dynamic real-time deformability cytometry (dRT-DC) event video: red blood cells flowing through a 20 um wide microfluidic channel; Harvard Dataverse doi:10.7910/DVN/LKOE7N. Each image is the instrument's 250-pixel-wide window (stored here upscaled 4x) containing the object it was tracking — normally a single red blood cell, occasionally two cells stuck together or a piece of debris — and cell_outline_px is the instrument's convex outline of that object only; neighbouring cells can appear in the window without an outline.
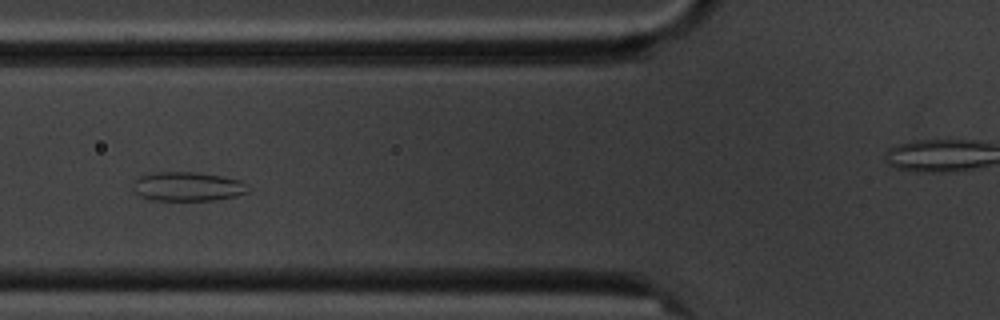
{"species": "common noctule bat (a hibernating species)", "species_latin": "Nyctalus noctula", "temperature_condition": "cold", "stored_images_in_passage": 9, "camera_frame_rate_fps": 3000, "um_per_image_px": 0.085, "animal": {"sex": "male", "body_mass_g": 20.1, "forearm_length_mm": 53.5}, "frame": {"image": 1, "passage_image": 6, "time_ms": 6.0, "image_size_px": [1000, 320], "cell_outline_px": [[248, 192], [236, 196], [212, 200], [152, 200], [140, 196], [136, 192], [132, 184], [132, 180], [136, 176], [156, 172], [196, 172], [220, 176], [240, 180], [244, 184]], "centroid_in_image_um": [15.87, 15.84], "position_along_channel_um": 109.9, "area_um2": 19.48}}